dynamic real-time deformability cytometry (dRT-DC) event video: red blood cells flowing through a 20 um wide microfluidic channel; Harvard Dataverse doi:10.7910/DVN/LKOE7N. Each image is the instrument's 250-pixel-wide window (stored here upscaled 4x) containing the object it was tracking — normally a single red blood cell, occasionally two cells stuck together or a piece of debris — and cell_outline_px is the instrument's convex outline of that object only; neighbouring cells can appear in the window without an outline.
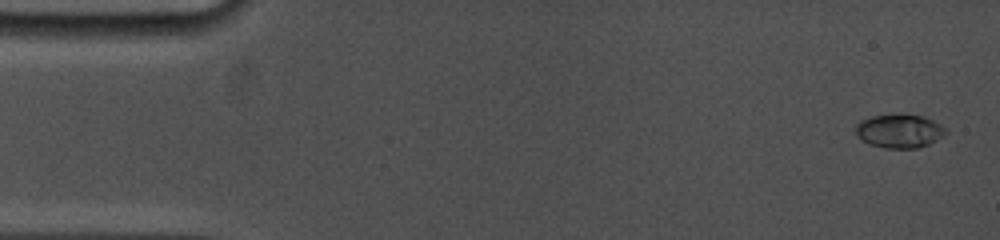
{"species": "common noctule bat (a hibernating species)", "species_latin": "Nyctalus noctula", "temperature_condition": "cold", "stored_images_in_passage": 13, "camera_frame_rate_fps": 5000, "um_per_image_px": 0.085, "animal": {"sex": "female", "body_mass_g": 19.0, "forearm_length_mm": 53.3}, "frame": {"image": 1, "passage_image": 1, "time_ms": 0.0, "image_size_px": [1000, 240], "cell_outline_px": [[948, 132], [944, 136], [928, 144], [916, 148], [884, 148], [872, 144], [856, 136], [856, 124], [860, 120], [872, 116], [900, 112], [924, 116], [948, 128]], "centroid_in_image_um": [76.48, 11.1], "position_along_channel_um": 8.5, "area_um2": 18.03}}
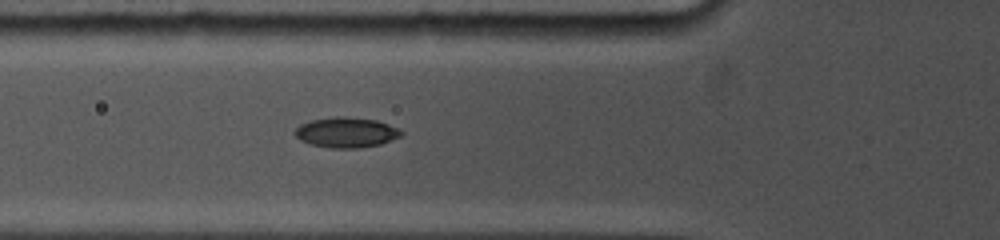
{"frame": {"image": 2, "passage_image": 10, "time_ms": 5.6, "image_size_px": [1000, 240], "cell_outline_px": [[404, 132], [400, 136], [380, 144], [360, 148], [328, 148], [308, 144], [300, 140], [292, 132], [300, 124], [312, 120], [336, 116], [348, 116], [376, 120], [400, 128]], "centroid_in_image_um": [29.41, 11.25], "position_along_channel_um": 96.4, "area_um2": 18.96}}
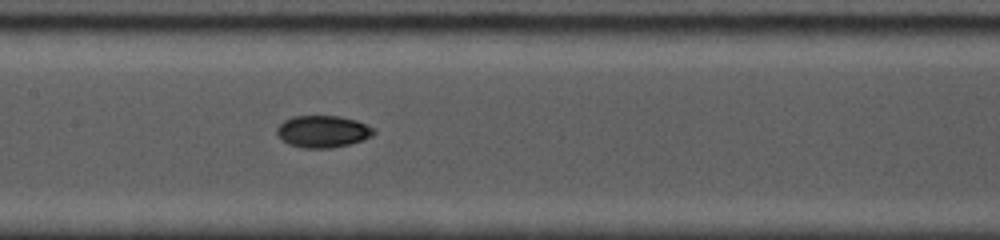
{"frame": {"image": 3, "passage_image": 13, "time_ms": 7.8, "image_size_px": [1000, 240], "cell_outline_px": [[376, 132], [372, 136], [364, 140], [332, 148], [304, 148], [288, 144], [280, 140], [276, 136], [276, 128], [284, 120], [292, 116], [340, 116], [356, 120], [372, 128]], "centroid_in_image_um": [27.39, 11.18], "position_along_channel_um": 180.0, "area_um2": 18.21}}